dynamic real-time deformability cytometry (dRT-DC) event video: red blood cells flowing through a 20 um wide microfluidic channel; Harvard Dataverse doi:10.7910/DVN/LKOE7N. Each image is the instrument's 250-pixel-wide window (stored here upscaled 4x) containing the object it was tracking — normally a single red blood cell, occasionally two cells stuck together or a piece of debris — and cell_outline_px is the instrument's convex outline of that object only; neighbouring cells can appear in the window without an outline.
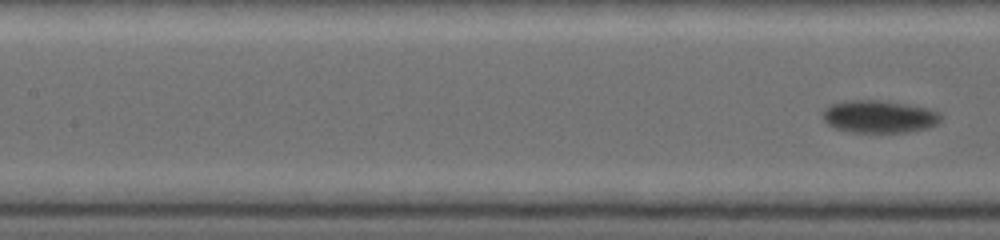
{"species": "common noctule bat (a hibernating species)", "species_latin": "Nyctalus noctula", "temperature_condition": "warm", "stored_images_in_passage": 7, "camera_frame_rate_fps": 5000, "um_per_image_px": 0.085, "animal": {"sex": "female", "body_mass_g": 19.0, "forearm_length_mm": 53.3}, "frame": {"image": 1, "passage_image": 7, "time_ms": 4.0, "image_size_px": [1000, 240], "cell_outline_px": [[940, 120], [936, 124], [924, 128], [908, 132], [848, 132], [836, 128], [828, 124], [820, 116], [824, 108], [832, 104], [848, 100], [876, 100], [932, 108], [940, 112]], "centroid_in_image_um": [74.7, 9.91], "position_along_channel_um": 132.7, "area_um2": 22.37}}